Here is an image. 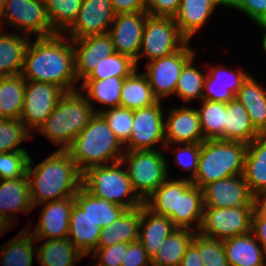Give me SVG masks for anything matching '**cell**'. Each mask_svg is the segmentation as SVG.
Masks as SVG:
<instances>
[{
  "mask_svg": "<svg viewBox=\"0 0 266 266\" xmlns=\"http://www.w3.org/2000/svg\"><path fill=\"white\" fill-rule=\"evenodd\" d=\"M75 203L101 228L111 225L127 210L107 199L94 196L83 187L76 193Z\"/></svg>",
  "mask_w": 266,
  "mask_h": 266,
  "instance_id": "31",
  "label": "cell"
},
{
  "mask_svg": "<svg viewBox=\"0 0 266 266\" xmlns=\"http://www.w3.org/2000/svg\"><path fill=\"white\" fill-rule=\"evenodd\" d=\"M189 182L186 178L166 179L145 201L152 212L168 217L177 211L178 193Z\"/></svg>",
  "mask_w": 266,
  "mask_h": 266,
  "instance_id": "39",
  "label": "cell"
},
{
  "mask_svg": "<svg viewBox=\"0 0 266 266\" xmlns=\"http://www.w3.org/2000/svg\"><path fill=\"white\" fill-rule=\"evenodd\" d=\"M116 14H133L146 11L145 0H110Z\"/></svg>",
  "mask_w": 266,
  "mask_h": 266,
  "instance_id": "53",
  "label": "cell"
},
{
  "mask_svg": "<svg viewBox=\"0 0 266 266\" xmlns=\"http://www.w3.org/2000/svg\"><path fill=\"white\" fill-rule=\"evenodd\" d=\"M45 241L36 246V257L41 266H74L85 257L68 238Z\"/></svg>",
  "mask_w": 266,
  "mask_h": 266,
  "instance_id": "35",
  "label": "cell"
},
{
  "mask_svg": "<svg viewBox=\"0 0 266 266\" xmlns=\"http://www.w3.org/2000/svg\"><path fill=\"white\" fill-rule=\"evenodd\" d=\"M65 93L55 84L26 80L20 120L31 134V129H39Z\"/></svg>",
  "mask_w": 266,
  "mask_h": 266,
  "instance_id": "13",
  "label": "cell"
},
{
  "mask_svg": "<svg viewBox=\"0 0 266 266\" xmlns=\"http://www.w3.org/2000/svg\"><path fill=\"white\" fill-rule=\"evenodd\" d=\"M225 7L227 0H181L173 20L180 33L190 42L217 6Z\"/></svg>",
  "mask_w": 266,
  "mask_h": 266,
  "instance_id": "22",
  "label": "cell"
},
{
  "mask_svg": "<svg viewBox=\"0 0 266 266\" xmlns=\"http://www.w3.org/2000/svg\"><path fill=\"white\" fill-rule=\"evenodd\" d=\"M249 75L243 69L233 72L231 68H225L223 65L210 67L206 72L202 99L228 103L235 98L242 83Z\"/></svg>",
  "mask_w": 266,
  "mask_h": 266,
  "instance_id": "20",
  "label": "cell"
},
{
  "mask_svg": "<svg viewBox=\"0 0 266 266\" xmlns=\"http://www.w3.org/2000/svg\"><path fill=\"white\" fill-rule=\"evenodd\" d=\"M128 243H118L108 247L95 249L92 255V262L99 258L98 266H122Z\"/></svg>",
  "mask_w": 266,
  "mask_h": 266,
  "instance_id": "49",
  "label": "cell"
},
{
  "mask_svg": "<svg viewBox=\"0 0 266 266\" xmlns=\"http://www.w3.org/2000/svg\"><path fill=\"white\" fill-rule=\"evenodd\" d=\"M255 24L259 27H266V14H264L261 19Z\"/></svg>",
  "mask_w": 266,
  "mask_h": 266,
  "instance_id": "58",
  "label": "cell"
},
{
  "mask_svg": "<svg viewBox=\"0 0 266 266\" xmlns=\"http://www.w3.org/2000/svg\"><path fill=\"white\" fill-rule=\"evenodd\" d=\"M251 232L266 251V218L252 217Z\"/></svg>",
  "mask_w": 266,
  "mask_h": 266,
  "instance_id": "54",
  "label": "cell"
},
{
  "mask_svg": "<svg viewBox=\"0 0 266 266\" xmlns=\"http://www.w3.org/2000/svg\"><path fill=\"white\" fill-rule=\"evenodd\" d=\"M74 49L75 75L78 82L84 80L96 67L97 60L115 53L108 33L72 39Z\"/></svg>",
  "mask_w": 266,
  "mask_h": 266,
  "instance_id": "19",
  "label": "cell"
},
{
  "mask_svg": "<svg viewBox=\"0 0 266 266\" xmlns=\"http://www.w3.org/2000/svg\"><path fill=\"white\" fill-rule=\"evenodd\" d=\"M6 0H0V9L4 6Z\"/></svg>",
  "mask_w": 266,
  "mask_h": 266,
  "instance_id": "61",
  "label": "cell"
},
{
  "mask_svg": "<svg viewBox=\"0 0 266 266\" xmlns=\"http://www.w3.org/2000/svg\"><path fill=\"white\" fill-rule=\"evenodd\" d=\"M203 212L202 189L189 181L178 193L177 211L170 220L177 228L195 229L198 232L202 223ZM194 223L196 224L195 227Z\"/></svg>",
  "mask_w": 266,
  "mask_h": 266,
  "instance_id": "23",
  "label": "cell"
},
{
  "mask_svg": "<svg viewBox=\"0 0 266 266\" xmlns=\"http://www.w3.org/2000/svg\"><path fill=\"white\" fill-rule=\"evenodd\" d=\"M26 80L21 74L0 77V118L20 119Z\"/></svg>",
  "mask_w": 266,
  "mask_h": 266,
  "instance_id": "38",
  "label": "cell"
},
{
  "mask_svg": "<svg viewBox=\"0 0 266 266\" xmlns=\"http://www.w3.org/2000/svg\"><path fill=\"white\" fill-rule=\"evenodd\" d=\"M169 111L165 117L164 149L177 144L202 143L205 140L196 108L181 106L173 107Z\"/></svg>",
  "mask_w": 266,
  "mask_h": 266,
  "instance_id": "17",
  "label": "cell"
},
{
  "mask_svg": "<svg viewBox=\"0 0 266 266\" xmlns=\"http://www.w3.org/2000/svg\"><path fill=\"white\" fill-rule=\"evenodd\" d=\"M123 147L103 116L96 113L66 151L84 172L90 167L121 161L126 151Z\"/></svg>",
  "mask_w": 266,
  "mask_h": 266,
  "instance_id": "3",
  "label": "cell"
},
{
  "mask_svg": "<svg viewBox=\"0 0 266 266\" xmlns=\"http://www.w3.org/2000/svg\"><path fill=\"white\" fill-rule=\"evenodd\" d=\"M29 36L14 33L0 35V77L22 73L24 55L29 43Z\"/></svg>",
  "mask_w": 266,
  "mask_h": 266,
  "instance_id": "30",
  "label": "cell"
},
{
  "mask_svg": "<svg viewBox=\"0 0 266 266\" xmlns=\"http://www.w3.org/2000/svg\"><path fill=\"white\" fill-rule=\"evenodd\" d=\"M181 0H145L146 12L152 16L174 17Z\"/></svg>",
  "mask_w": 266,
  "mask_h": 266,
  "instance_id": "52",
  "label": "cell"
},
{
  "mask_svg": "<svg viewBox=\"0 0 266 266\" xmlns=\"http://www.w3.org/2000/svg\"><path fill=\"white\" fill-rule=\"evenodd\" d=\"M96 113L81 91L66 92L37 131L66 151Z\"/></svg>",
  "mask_w": 266,
  "mask_h": 266,
  "instance_id": "4",
  "label": "cell"
},
{
  "mask_svg": "<svg viewBox=\"0 0 266 266\" xmlns=\"http://www.w3.org/2000/svg\"><path fill=\"white\" fill-rule=\"evenodd\" d=\"M21 75L25 80L55 84L65 92L79 90L72 39L56 33L29 41Z\"/></svg>",
  "mask_w": 266,
  "mask_h": 266,
  "instance_id": "1",
  "label": "cell"
},
{
  "mask_svg": "<svg viewBox=\"0 0 266 266\" xmlns=\"http://www.w3.org/2000/svg\"><path fill=\"white\" fill-rule=\"evenodd\" d=\"M176 228L168 217L152 212L144 204L141 206L138 240L151 259L157 253L165 238Z\"/></svg>",
  "mask_w": 266,
  "mask_h": 266,
  "instance_id": "25",
  "label": "cell"
},
{
  "mask_svg": "<svg viewBox=\"0 0 266 266\" xmlns=\"http://www.w3.org/2000/svg\"><path fill=\"white\" fill-rule=\"evenodd\" d=\"M97 113L103 116L116 138L124 146L129 141L131 135L133 110L124 107H114L98 109Z\"/></svg>",
  "mask_w": 266,
  "mask_h": 266,
  "instance_id": "45",
  "label": "cell"
},
{
  "mask_svg": "<svg viewBox=\"0 0 266 266\" xmlns=\"http://www.w3.org/2000/svg\"><path fill=\"white\" fill-rule=\"evenodd\" d=\"M137 196L144 202L167 178L163 149L126 151L121 158Z\"/></svg>",
  "mask_w": 266,
  "mask_h": 266,
  "instance_id": "7",
  "label": "cell"
},
{
  "mask_svg": "<svg viewBox=\"0 0 266 266\" xmlns=\"http://www.w3.org/2000/svg\"><path fill=\"white\" fill-rule=\"evenodd\" d=\"M32 165L29 156L26 173L34 207L73 197L82 187V172L67 151L57 150L37 166Z\"/></svg>",
  "mask_w": 266,
  "mask_h": 266,
  "instance_id": "2",
  "label": "cell"
},
{
  "mask_svg": "<svg viewBox=\"0 0 266 266\" xmlns=\"http://www.w3.org/2000/svg\"><path fill=\"white\" fill-rule=\"evenodd\" d=\"M253 205L230 208H204L198 233L202 236L226 240L251 232Z\"/></svg>",
  "mask_w": 266,
  "mask_h": 266,
  "instance_id": "9",
  "label": "cell"
},
{
  "mask_svg": "<svg viewBox=\"0 0 266 266\" xmlns=\"http://www.w3.org/2000/svg\"><path fill=\"white\" fill-rule=\"evenodd\" d=\"M157 102L146 75L139 73L138 68L125 77L120 93V107L135 110L150 107Z\"/></svg>",
  "mask_w": 266,
  "mask_h": 266,
  "instance_id": "32",
  "label": "cell"
},
{
  "mask_svg": "<svg viewBox=\"0 0 266 266\" xmlns=\"http://www.w3.org/2000/svg\"><path fill=\"white\" fill-rule=\"evenodd\" d=\"M194 59L195 56L184 65L175 89V95L183 101V104L193 99H199L201 101L203 97L206 73L204 74L201 70L194 67Z\"/></svg>",
  "mask_w": 266,
  "mask_h": 266,
  "instance_id": "41",
  "label": "cell"
},
{
  "mask_svg": "<svg viewBox=\"0 0 266 266\" xmlns=\"http://www.w3.org/2000/svg\"><path fill=\"white\" fill-rule=\"evenodd\" d=\"M122 166L124 164L119 161L87 168L82 172V187L94 196L107 199L127 210L142 206L144 202L133 190L127 170H123Z\"/></svg>",
  "mask_w": 266,
  "mask_h": 266,
  "instance_id": "6",
  "label": "cell"
},
{
  "mask_svg": "<svg viewBox=\"0 0 266 266\" xmlns=\"http://www.w3.org/2000/svg\"><path fill=\"white\" fill-rule=\"evenodd\" d=\"M253 76L249 75L235 95L250 117L254 128L266 134V89Z\"/></svg>",
  "mask_w": 266,
  "mask_h": 266,
  "instance_id": "27",
  "label": "cell"
},
{
  "mask_svg": "<svg viewBox=\"0 0 266 266\" xmlns=\"http://www.w3.org/2000/svg\"><path fill=\"white\" fill-rule=\"evenodd\" d=\"M116 16L110 0H83L73 24L64 32L70 39L108 33Z\"/></svg>",
  "mask_w": 266,
  "mask_h": 266,
  "instance_id": "14",
  "label": "cell"
},
{
  "mask_svg": "<svg viewBox=\"0 0 266 266\" xmlns=\"http://www.w3.org/2000/svg\"><path fill=\"white\" fill-rule=\"evenodd\" d=\"M29 178L27 173L16 179H0V216L11 225L17 212L28 213L33 210ZM14 215V216H13Z\"/></svg>",
  "mask_w": 266,
  "mask_h": 266,
  "instance_id": "21",
  "label": "cell"
},
{
  "mask_svg": "<svg viewBox=\"0 0 266 266\" xmlns=\"http://www.w3.org/2000/svg\"><path fill=\"white\" fill-rule=\"evenodd\" d=\"M227 6L242 11L254 23L266 14V0H227Z\"/></svg>",
  "mask_w": 266,
  "mask_h": 266,
  "instance_id": "50",
  "label": "cell"
},
{
  "mask_svg": "<svg viewBox=\"0 0 266 266\" xmlns=\"http://www.w3.org/2000/svg\"><path fill=\"white\" fill-rule=\"evenodd\" d=\"M195 233L191 229L176 228L160 245L151 259V266H179Z\"/></svg>",
  "mask_w": 266,
  "mask_h": 266,
  "instance_id": "34",
  "label": "cell"
},
{
  "mask_svg": "<svg viewBox=\"0 0 266 266\" xmlns=\"http://www.w3.org/2000/svg\"><path fill=\"white\" fill-rule=\"evenodd\" d=\"M260 135L241 102L234 98L226 103V140L249 144Z\"/></svg>",
  "mask_w": 266,
  "mask_h": 266,
  "instance_id": "37",
  "label": "cell"
},
{
  "mask_svg": "<svg viewBox=\"0 0 266 266\" xmlns=\"http://www.w3.org/2000/svg\"><path fill=\"white\" fill-rule=\"evenodd\" d=\"M141 221V206L126 210L111 225L102 227L97 248L108 247L118 243L138 241Z\"/></svg>",
  "mask_w": 266,
  "mask_h": 266,
  "instance_id": "28",
  "label": "cell"
},
{
  "mask_svg": "<svg viewBox=\"0 0 266 266\" xmlns=\"http://www.w3.org/2000/svg\"><path fill=\"white\" fill-rule=\"evenodd\" d=\"M229 266H266V251L252 232L223 240Z\"/></svg>",
  "mask_w": 266,
  "mask_h": 266,
  "instance_id": "24",
  "label": "cell"
},
{
  "mask_svg": "<svg viewBox=\"0 0 266 266\" xmlns=\"http://www.w3.org/2000/svg\"><path fill=\"white\" fill-rule=\"evenodd\" d=\"M178 153L174 157L179 167L185 171H191L186 179L192 181L198 171L201 143L177 144ZM180 145V146H179Z\"/></svg>",
  "mask_w": 266,
  "mask_h": 266,
  "instance_id": "48",
  "label": "cell"
},
{
  "mask_svg": "<svg viewBox=\"0 0 266 266\" xmlns=\"http://www.w3.org/2000/svg\"><path fill=\"white\" fill-rule=\"evenodd\" d=\"M253 214L252 217L266 218V190L253 195Z\"/></svg>",
  "mask_w": 266,
  "mask_h": 266,
  "instance_id": "56",
  "label": "cell"
},
{
  "mask_svg": "<svg viewBox=\"0 0 266 266\" xmlns=\"http://www.w3.org/2000/svg\"><path fill=\"white\" fill-rule=\"evenodd\" d=\"M52 28L64 33L76 20L83 0H43Z\"/></svg>",
  "mask_w": 266,
  "mask_h": 266,
  "instance_id": "42",
  "label": "cell"
},
{
  "mask_svg": "<svg viewBox=\"0 0 266 266\" xmlns=\"http://www.w3.org/2000/svg\"><path fill=\"white\" fill-rule=\"evenodd\" d=\"M204 208H230L253 205V194L241 175L209 183L202 188Z\"/></svg>",
  "mask_w": 266,
  "mask_h": 266,
  "instance_id": "15",
  "label": "cell"
},
{
  "mask_svg": "<svg viewBox=\"0 0 266 266\" xmlns=\"http://www.w3.org/2000/svg\"><path fill=\"white\" fill-rule=\"evenodd\" d=\"M192 244L198 249L204 266H229L223 240L205 237L196 232Z\"/></svg>",
  "mask_w": 266,
  "mask_h": 266,
  "instance_id": "46",
  "label": "cell"
},
{
  "mask_svg": "<svg viewBox=\"0 0 266 266\" xmlns=\"http://www.w3.org/2000/svg\"><path fill=\"white\" fill-rule=\"evenodd\" d=\"M147 15L146 11L116 14L108 31L115 52L138 59Z\"/></svg>",
  "mask_w": 266,
  "mask_h": 266,
  "instance_id": "16",
  "label": "cell"
},
{
  "mask_svg": "<svg viewBox=\"0 0 266 266\" xmlns=\"http://www.w3.org/2000/svg\"><path fill=\"white\" fill-rule=\"evenodd\" d=\"M162 101L156 104L133 110V123L129 141L124 145L127 151L156 150L155 144L164 149L165 118L162 112ZM163 146V147H162Z\"/></svg>",
  "mask_w": 266,
  "mask_h": 266,
  "instance_id": "12",
  "label": "cell"
},
{
  "mask_svg": "<svg viewBox=\"0 0 266 266\" xmlns=\"http://www.w3.org/2000/svg\"><path fill=\"white\" fill-rule=\"evenodd\" d=\"M3 22H2V20H1V17H0V35L3 33V31H2V27H3Z\"/></svg>",
  "mask_w": 266,
  "mask_h": 266,
  "instance_id": "60",
  "label": "cell"
},
{
  "mask_svg": "<svg viewBox=\"0 0 266 266\" xmlns=\"http://www.w3.org/2000/svg\"><path fill=\"white\" fill-rule=\"evenodd\" d=\"M125 77H109L107 79H84L81 90L88 102L99 103L108 108L120 107V93Z\"/></svg>",
  "mask_w": 266,
  "mask_h": 266,
  "instance_id": "36",
  "label": "cell"
},
{
  "mask_svg": "<svg viewBox=\"0 0 266 266\" xmlns=\"http://www.w3.org/2000/svg\"><path fill=\"white\" fill-rule=\"evenodd\" d=\"M259 28L265 31L262 38V48L266 52V27H259Z\"/></svg>",
  "mask_w": 266,
  "mask_h": 266,
  "instance_id": "59",
  "label": "cell"
},
{
  "mask_svg": "<svg viewBox=\"0 0 266 266\" xmlns=\"http://www.w3.org/2000/svg\"><path fill=\"white\" fill-rule=\"evenodd\" d=\"M243 177L253 195L266 190V134L247 144Z\"/></svg>",
  "mask_w": 266,
  "mask_h": 266,
  "instance_id": "29",
  "label": "cell"
},
{
  "mask_svg": "<svg viewBox=\"0 0 266 266\" xmlns=\"http://www.w3.org/2000/svg\"><path fill=\"white\" fill-rule=\"evenodd\" d=\"M2 22L22 30L24 35L48 37L57 32L52 28L43 0H6L0 9Z\"/></svg>",
  "mask_w": 266,
  "mask_h": 266,
  "instance_id": "10",
  "label": "cell"
},
{
  "mask_svg": "<svg viewBox=\"0 0 266 266\" xmlns=\"http://www.w3.org/2000/svg\"><path fill=\"white\" fill-rule=\"evenodd\" d=\"M13 226L5 218L0 216V236L3 235L8 229Z\"/></svg>",
  "mask_w": 266,
  "mask_h": 266,
  "instance_id": "57",
  "label": "cell"
},
{
  "mask_svg": "<svg viewBox=\"0 0 266 266\" xmlns=\"http://www.w3.org/2000/svg\"><path fill=\"white\" fill-rule=\"evenodd\" d=\"M101 229L91 217L74 203L67 238L83 255L88 256L97 249Z\"/></svg>",
  "mask_w": 266,
  "mask_h": 266,
  "instance_id": "26",
  "label": "cell"
},
{
  "mask_svg": "<svg viewBox=\"0 0 266 266\" xmlns=\"http://www.w3.org/2000/svg\"><path fill=\"white\" fill-rule=\"evenodd\" d=\"M179 266H204L198 249L192 243L187 248Z\"/></svg>",
  "mask_w": 266,
  "mask_h": 266,
  "instance_id": "55",
  "label": "cell"
},
{
  "mask_svg": "<svg viewBox=\"0 0 266 266\" xmlns=\"http://www.w3.org/2000/svg\"><path fill=\"white\" fill-rule=\"evenodd\" d=\"M137 69L131 57L113 53L104 59L97 60L96 67L85 79H107L109 77H128Z\"/></svg>",
  "mask_w": 266,
  "mask_h": 266,
  "instance_id": "43",
  "label": "cell"
},
{
  "mask_svg": "<svg viewBox=\"0 0 266 266\" xmlns=\"http://www.w3.org/2000/svg\"><path fill=\"white\" fill-rule=\"evenodd\" d=\"M122 266H151V258L139 240L128 243Z\"/></svg>",
  "mask_w": 266,
  "mask_h": 266,
  "instance_id": "51",
  "label": "cell"
},
{
  "mask_svg": "<svg viewBox=\"0 0 266 266\" xmlns=\"http://www.w3.org/2000/svg\"><path fill=\"white\" fill-rule=\"evenodd\" d=\"M247 144L224 139L201 143L198 171L191 181L202 189L209 183L244 172Z\"/></svg>",
  "mask_w": 266,
  "mask_h": 266,
  "instance_id": "5",
  "label": "cell"
},
{
  "mask_svg": "<svg viewBox=\"0 0 266 266\" xmlns=\"http://www.w3.org/2000/svg\"><path fill=\"white\" fill-rule=\"evenodd\" d=\"M188 43L189 41L171 55L146 62L144 74L158 101L175 94L178 78L184 65L196 55Z\"/></svg>",
  "mask_w": 266,
  "mask_h": 266,
  "instance_id": "11",
  "label": "cell"
},
{
  "mask_svg": "<svg viewBox=\"0 0 266 266\" xmlns=\"http://www.w3.org/2000/svg\"><path fill=\"white\" fill-rule=\"evenodd\" d=\"M31 135L20 119L0 118V153L27 151L19 145Z\"/></svg>",
  "mask_w": 266,
  "mask_h": 266,
  "instance_id": "44",
  "label": "cell"
},
{
  "mask_svg": "<svg viewBox=\"0 0 266 266\" xmlns=\"http://www.w3.org/2000/svg\"><path fill=\"white\" fill-rule=\"evenodd\" d=\"M30 154L27 151L0 153V179H16L27 170Z\"/></svg>",
  "mask_w": 266,
  "mask_h": 266,
  "instance_id": "47",
  "label": "cell"
},
{
  "mask_svg": "<svg viewBox=\"0 0 266 266\" xmlns=\"http://www.w3.org/2000/svg\"><path fill=\"white\" fill-rule=\"evenodd\" d=\"M30 223L25 226L17 236L2 244L1 266H32L33 257L37 255L36 247L38 243L30 233ZM35 248V249H34ZM34 253V254H33Z\"/></svg>",
  "mask_w": 266,
  "mask_h": 266,
  "instance_id": "33",
  "label": "cell"
},
{
  "mask_svg": "<svg viewBox=\"0 0 266 266\" xmlns=\"http://www.w3.org/2000/svg\"><path fill=\"white\" fill-rule=\"evenodd\" d=\"M198 109L201 131L205 140H226V103L201 100Z\"/></svg>",
  "mask_w": 266,
  "mask_h": 266,
  "instance_id": "40",
  "label": "cell"
},
{
  "mask_svg": "<svg viewBox=\"0 0 266 266\" xmlns=\"http://www.w3.org/2000/svg\"><path fill=\"white\" fill-rule=\"evenodd\" d=\"M187 42L173 17L147 15L136 66L139 69L138 61L141 57H146L147 62H150L175 53Z\"/></svg>",
  "mask_w": 266,
  "mask_h": 266,
  "instance_id": "8",
  "label": "cell"
},
{
  "mask_svg": "<svg viewBox=\"0 0 266 266\" xmlns=\"http://www.w3.org/2000/svg\"><path fill=\"white\" fill-rule=\"evenodd\" d=\"M75 196L57 201H49L44 205L40 214L36 229L30 233L37 242L51 239L67 238L69 232V221Z\"/></svg>",
  "mask_w": 266,
  "mask_h": 266,
  "instance_id": "18",
  "label": "cell"
}]
</instances>
